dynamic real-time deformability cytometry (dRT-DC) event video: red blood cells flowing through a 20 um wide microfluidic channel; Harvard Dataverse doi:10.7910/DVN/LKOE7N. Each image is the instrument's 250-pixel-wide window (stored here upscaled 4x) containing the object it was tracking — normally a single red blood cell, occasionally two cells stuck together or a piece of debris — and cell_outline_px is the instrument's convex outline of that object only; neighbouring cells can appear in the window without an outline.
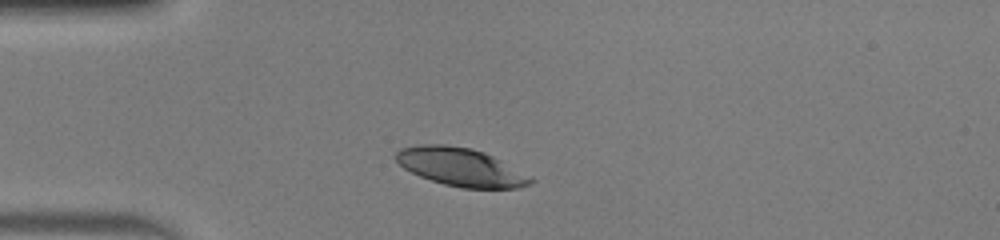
{"species": "human", "species_latin": "Homo sapiens", "temperature_condition": "warm", "stored_images_in_passage": 38, "camera_frame_rate_fps": 3000, "um_per_image_px": 0.085, "donor": {"sex": "male"}, "frame": {"image": 1, "passage_image": 1, "time_ms": 0.0, "image_size_px": [1000, 240], "cell_outline_px": [[536, 180], [532, 184], [516, 188], [464, 188], [444, 184], [420, 176], [404, 168], [396, 160], [396, 152], [400, 148], [420, 144], [448, 144], [472, 148], [484, 152], [532, 176]], "centroid_in_image_um": [39.19, 14.19], "position_along_channel_um": 45.8, "area_um2": 29.94}}
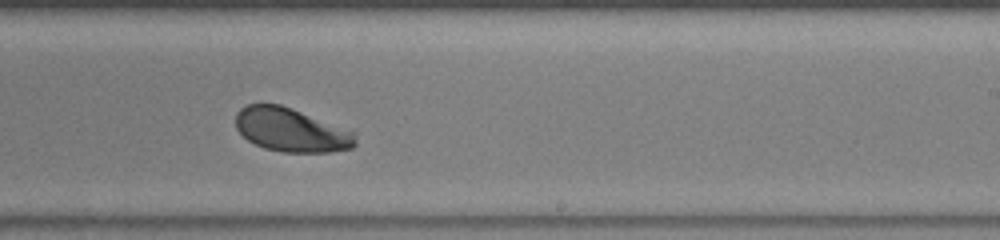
{"frame": {"image": 2, "passage_image": 19, "time_ms": 6.0, "image_size_px": [1000, 240], "cell_outline_px": [[356, 144], [352, 148], [328, 152], [284, 152], [264, 148], [248, 140], [236, 128], [236, 112], [240, 108], [248, 104], [280, 104], [292, 108], [356, 132]], "centroid_in_image_um": [24.76, 11.04], "position_along_channel_um": 264.2, "area_um2": 30.46}}
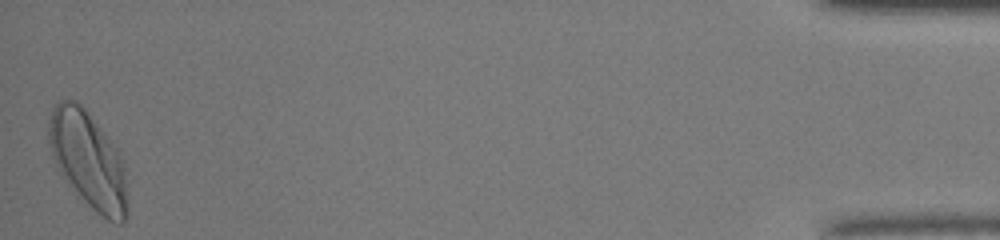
{"frame": {"image": 3, "passage_image": 38, "time_ms": 12.333, "image_size_px": [1000, 240], "cell_outline_px": [[128, 216], [120, 224], [116, 224], [108, 220], [96, 212], [76, 196], [56, 164], [52, 156], [48, 140], [48, 124], [52, 112], [56, 104], [60, 100], [76, 100], [84, 108], [108, 136], [120, 152], [124, 168], [128, 212]], "centroid_in_image_um": [7.51, 13.64], "position_along_channel_um": 427.7, "area_um2": 44.33}, "authors_computed_cell_mechanics": {"area_um2": 31.7322, "velocity_mm_per_s": 4.0221, "shape_relaxation_time_tau1_ms": 1.9604, "shape_relaxation_time_tau2_ms": 3.3147, "deformation_change_tau1": 0.1326, "deformation_change_tau2": 0.0684}}